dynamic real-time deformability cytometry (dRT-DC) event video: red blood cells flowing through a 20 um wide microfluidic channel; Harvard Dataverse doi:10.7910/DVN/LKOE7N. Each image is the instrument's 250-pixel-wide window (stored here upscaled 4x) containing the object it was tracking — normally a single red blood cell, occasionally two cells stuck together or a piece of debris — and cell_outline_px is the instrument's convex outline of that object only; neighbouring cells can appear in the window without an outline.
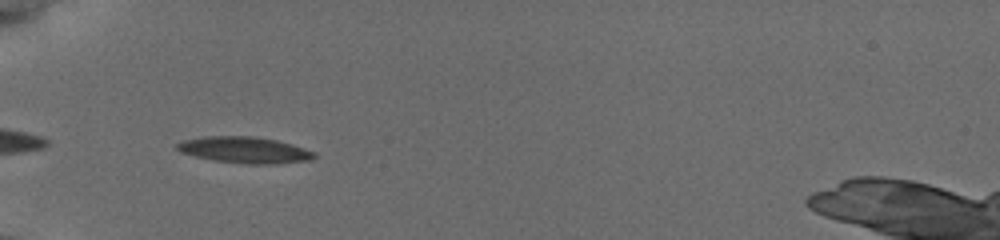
{"species": "common noctule bat (a hibernating species)", "species_latin": "Nyctalus noctula", "temperature_condition": "cold", "stored_images_in_passage": 31, "camera_frame_rate_fps": 3000, "um_per_image_px": 0.085, "animal": {"sex": "female", "body_mass_g": 19.5, "forearm_length_mm": 54.1}, "frame": {"image": 1, "passage_image": 2, "time_ms": 0.333, "image_size_px": [1000, 240], "cell_outline_px": [[316, 156], [312, 160], [276, 164], [248, 164], [212, 160], [180, 152], [176, 148], [176, 144], [184, 140], [204, 136], [248, 136], [276, 140], [292, 144], [316, 152]], "centroid_in_image_um": [20.82, 12.75], "position_along_channel_um": 64.2, "area_um2": 21.04}}
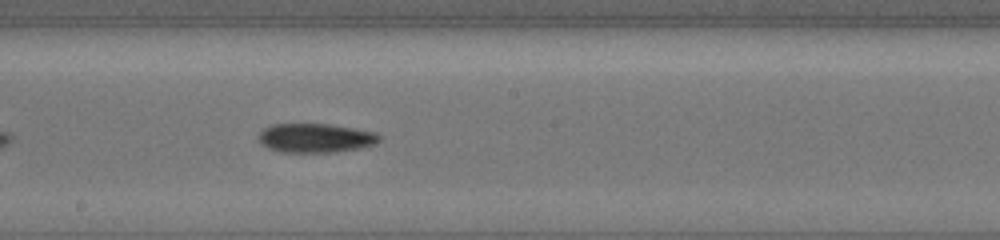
{"frame": {"image": 2, "passage_image": 15, "time_ms": 4.667, "image_size_px": [1000, 240], "cell_outline_px": [[380, 140], [376, 144], [360, 148], [336, 152], [280, 152], [268, 148], [260, 144], [260, 132], [264, 128], [272, 124], [328, 124], [376, 132], [380, 136]], "centroid_in_image_um": [26.83, 11.73], "position_along_channel_um": 221.4, "area_um2": 20.46}}
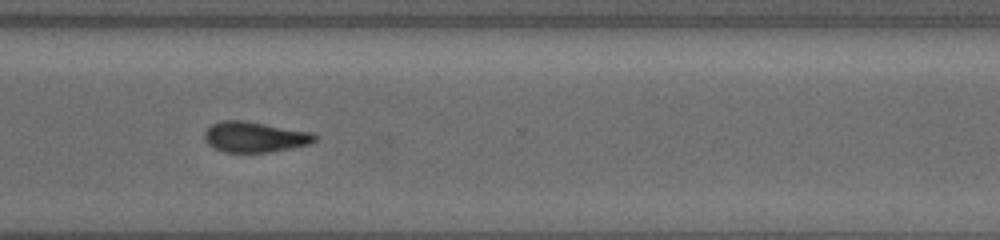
{"frame": {"image": 3, "passage_image": 25, "time_ms": 8.0, "image_size_px": [1000, 240], "cell_outline_px": [[316, 140], [308, 144], [292, 148], [268, 152], [224, 152], [208, 144], [204, 140], [204, 132], [212, 124], [224, 120], [244, 120], [312, 132], [316, 136]], "centroid_in_image_um": [21.64, 11.64], "position_along_channel_um": 349.0, "area_um2": 19.54}, "authors_computed_cell_mechanics": {"area_um2": 19.9988, "velocity_mm_per_s": 3.835, "shape_relaxation_time_tau1_ms": 3.5322, "shape_relaxation_time_tau2_ms": null, "deformation_change_tau1": 0.1218, "deformation_change_tau2": null}}